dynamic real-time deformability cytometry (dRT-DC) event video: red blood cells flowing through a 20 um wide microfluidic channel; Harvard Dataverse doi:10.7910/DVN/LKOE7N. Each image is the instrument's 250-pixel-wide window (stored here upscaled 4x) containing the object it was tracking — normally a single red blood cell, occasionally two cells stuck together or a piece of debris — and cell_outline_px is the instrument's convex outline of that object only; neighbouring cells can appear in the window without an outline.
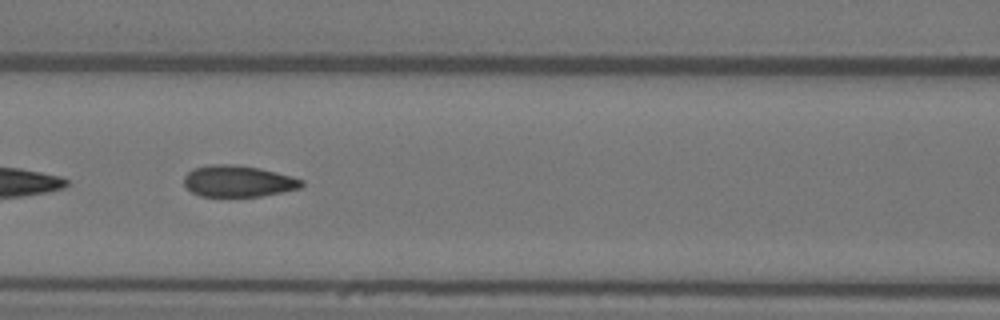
{"species": "Egyptian fruit bat (a non-hibernating species)", "species_latin": "Rousettus aegyptiacus", "temperature_condition": "warm", "stored_images_in_passage": 9, "segment_of_instrument_passage": [1, 2], "camera_frame_rate_fps": 3000, "um_per_image_px": 0.085, "animal": {"sex": "female"}, "frame": {"image": 1, "passage_image": 7, "time_ms": 2.0, "image_size_px": [1000, 320], "cell_outline_px": [[304, 184], [300, 188], [260, 196], [200, 196], [192, 192], [184, 184], [184, 176], [188, 172], [196, 168], [212, 164], [232, 164], [260, 168], [292, 176], [304, 180]], "centroid_in_image_um": [20.25, 15.39], "position_along_channel_um": 146.3, "area_um2": 21.39}}
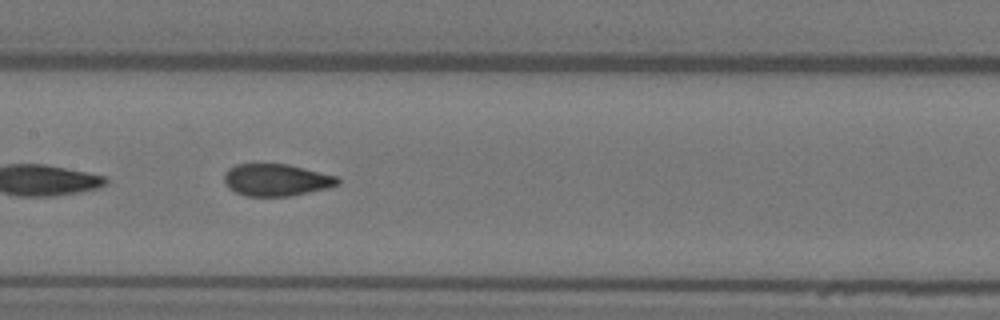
{"frame": {"image": 2, "passage_image": 8, "time_ms": 2.333, "image_size_px": [1000, 320], "cell_outline_px": [[340, 184], [328, 188], [288, 196], [244, 196], [228, 188], [224, 180], [224, 176], [228, 168], [236, 164], [288, 164], [340, 176]], "centroid_in_image_um": [23.52, 15.29], "position_along_channel_um": 183.9, "area_um2": 21.39}}